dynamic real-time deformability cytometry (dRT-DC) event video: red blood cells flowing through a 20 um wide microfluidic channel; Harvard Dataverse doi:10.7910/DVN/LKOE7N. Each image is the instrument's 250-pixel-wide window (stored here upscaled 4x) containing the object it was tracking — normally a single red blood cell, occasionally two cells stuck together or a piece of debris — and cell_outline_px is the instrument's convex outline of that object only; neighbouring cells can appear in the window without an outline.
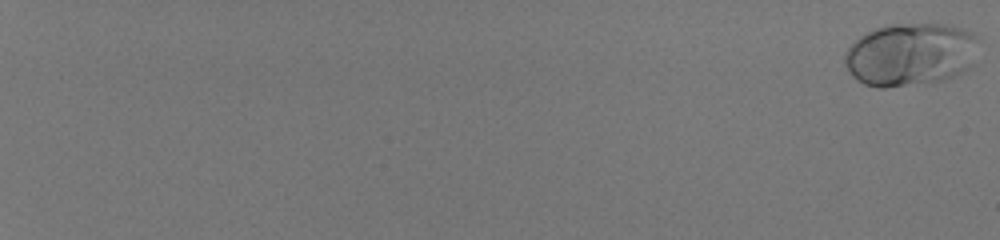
{"species": "human", "species_latin": "Homo sapiens", "temperature_condition": "room temperature", "stored_images_in_passage": 57, "camera_frame_rate_fps": 3000, "um_per_image_px": 0.085, "donor": {"sex": "male"}, "frame": {"image": 1, "passage_image": 1, "time_ms": 0.0, "image_size_px": [1000, 240], "cell_outline_px": [[980, 40], [972, 64], [968, 68], [956, 76], [940, 80], [884, 88], [880, 88], [864, 84], [856, 80], [852, 76], [844, 64], [844, 52], [860, 36], [876, 28], [888, 24], [952, 24], [964, 28], [980, 36]], "centroid_in_image_um": [77.41, 4.61], "position_along_channel_um": 7.6, "area_um2": 49.59}}
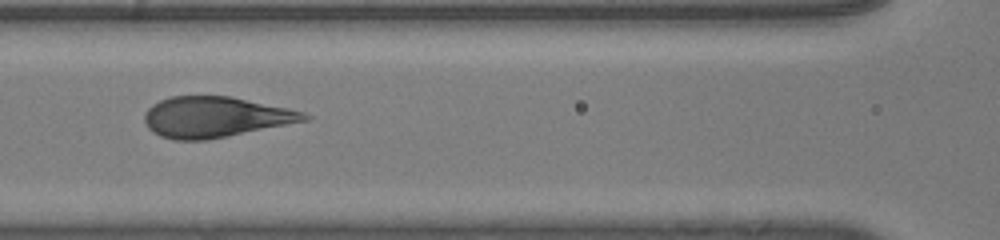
{"frame": {"image": 2, "passage_image": 33, "time_ms": 10.667, "image_size_px": [1000, 240], "cell_outline_px": [[312, 116], [308, 120], [208, 140], [172, 140], [160, 136], [152, 132], [148, 128], [144, 120], [144, 112], [152, 104], [160, 100], [172, 96], [232, 96], [288, 108], [304, 112]], "centroid_in_image_um": [18.27, 9.95], "position_along_channel_um": 148.3, "area_um2": 37.97}}
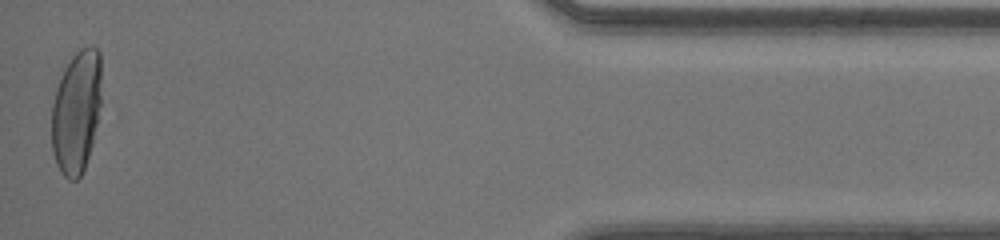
{"frame": {"image": 3, "passage_image": 57, "time_ms": 18.667, "image_size_px": [1000, 240], "cell_outline_px": [[100, 104], [92, 144], [84, 168], [80, 176], [76, 180], [68, 180], [60, 172], [56, 164], [52, 152], [52, 104], [56, 88], [64, 68], [72, 56], [80, 48], [92, 44], [100, 52]], "centroid_in_image_um": [6.47, 9.49], "position_along_channel_um": 428.7, "area_um2": 35.66}}